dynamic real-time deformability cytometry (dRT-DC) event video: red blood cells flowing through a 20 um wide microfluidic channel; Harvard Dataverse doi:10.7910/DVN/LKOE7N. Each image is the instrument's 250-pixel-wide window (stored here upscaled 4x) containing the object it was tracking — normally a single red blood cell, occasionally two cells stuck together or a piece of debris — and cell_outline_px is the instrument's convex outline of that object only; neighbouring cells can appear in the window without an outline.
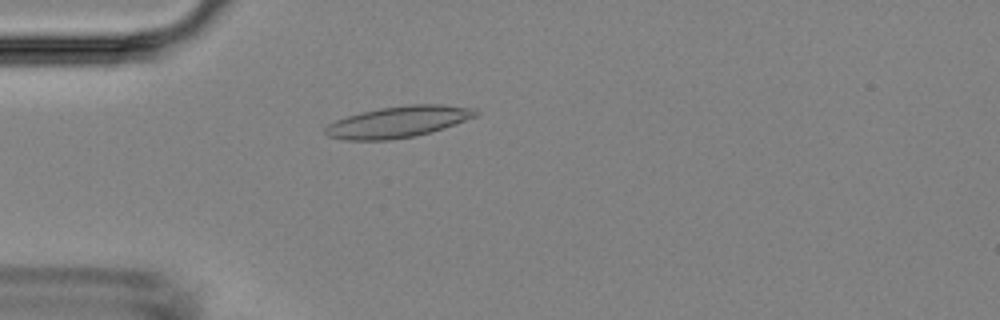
{"species": "Egyptian fruit bat (a non-hibernating species)", "species_latin": "Rousettus aegyptiacus", "temperature_condition": "room temperature", "stored_images_in_passage": 48, "camera_frame_rate_fps": 3000, "um_per_image_px": 0.085, "animal": {"sex": "female"}, "frame": {"image": 1, "passage_image": 13, "time_ms": 4.0, "image_size_px": [1000, 320], "cell_outline_px": [[480, 112], [476, 116], [444, 128], [416, 136], [388, 140], [344, 140], [328, 136], [324, 132], [324, 128], [328, 124], [336, 120], [360, 112], [380, 108], [412, 104], [440, 104], [476, 108]], "centroid_in_image_um": [33.85, 10.35], "position_along_channel_um": 51.1, "area_um2": 27.46}}
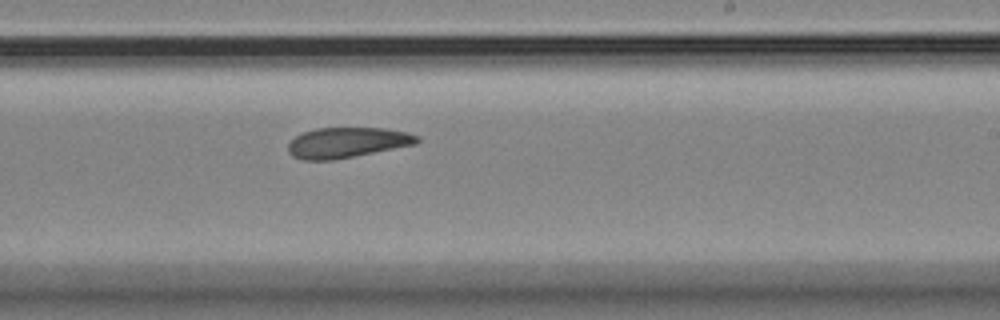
{"frame": {"image": 2, "passage_image": 29, "time_ms": 9.333, "image_size_px": [1000, 320], "cell_outline_px": [[420, 140], [416, 144], [332, 160], [300, 160], [292, 156], [288, 152], [288, 144], [296, 136], [304, 132], [316, 128], [384, 128], [408, 132], [420, 136]], "centroid_in_image_um": [29.5, 12.11], "position_along_channel_um": 259.5, "area_um2": 22.77}}
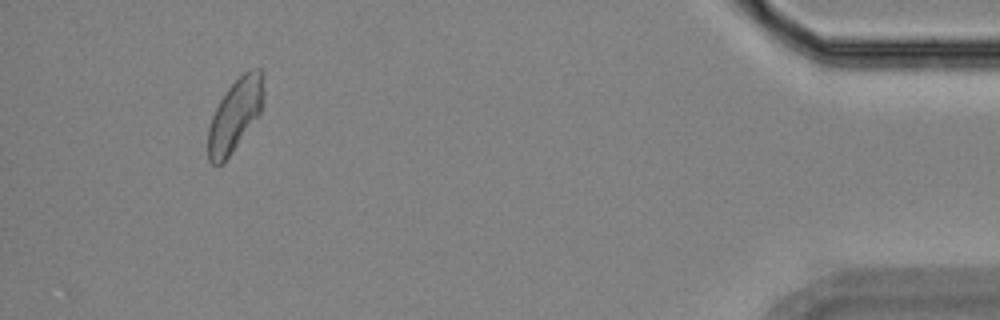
{"frame": {"image": 3, "passage_image": 45, "time_ms": 14.667, "image_size_px": [1000, 320], "cell_outline_px": [[264, 108], [232, 152], [220, 164], [212, 164], [208, 160], [208, 128], [212, 116], [220, 100], [228, 88], [244, 72], [252, 68], [260, 68], [264, 72]], "centroid_in_image_um": [20.02, 9.73], "position_along_channel_um": 415.2, "area_um2": 23.47}}